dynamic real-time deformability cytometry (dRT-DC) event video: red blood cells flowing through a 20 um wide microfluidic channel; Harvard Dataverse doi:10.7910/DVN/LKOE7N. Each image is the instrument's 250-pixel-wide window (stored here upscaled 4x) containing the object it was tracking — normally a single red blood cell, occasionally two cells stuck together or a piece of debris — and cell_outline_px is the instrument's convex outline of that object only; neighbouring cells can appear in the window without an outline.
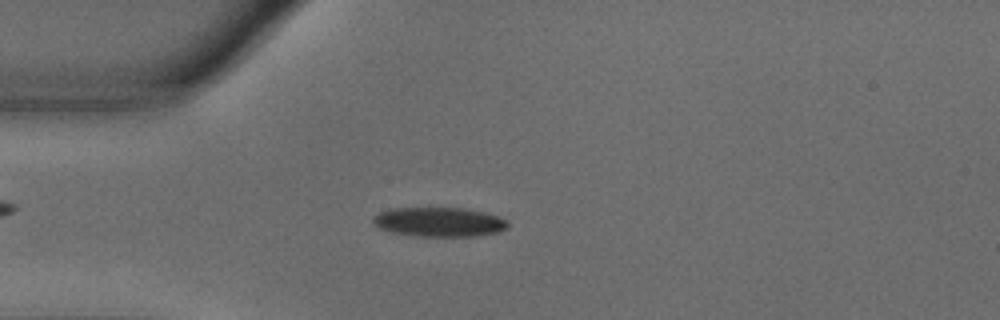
{"species": "common noctule bat (a hibernating species)", "species_latin": "Nyctalus noctula", "temperature_condition": "warm", "stored_images_in_passage": 42, "camera_frame_rate_fps": 3000, "um_per_image_px": 0.085, "animal": {"sex": "male", "body_mass_g": 18.8}, "frame": {"image": 1, "passage_image": 1, "time_ms": 0.0, "image_size_px": [1000, 320], "cell_outline_px": [[508, 228], [496, 232], [476, 236], [416, 236], [392, 232], [380, 228], [372, 224], [372, 216], [380, 212], [392, 208], [464, 208], [484, 212], [496, 216], [504, 220], [508, 224]], "centroid_in_image_um": [37.27, 18.87], "position_along_channel_um": 47.7, "area_um2": 22.95}}
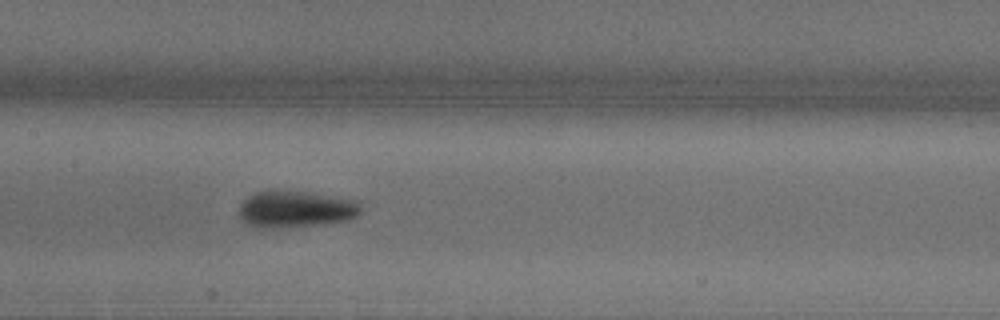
{"frame": {"image": 2, "passage_image": 13, "time_ms": 4.0, "image_size_px": [1000, 320], "cell_outline_px": [[360, 212], [356, 216], [348, 220], [324, 224], [276, 228], [252, 228], [244, 224], [240, 216], [240, 204], [248, 196], [256, 192], [268, 188], [276, 188], [360, 200]], "centroid_in_image_um": [25.08, 17.76], "position_along_channel_um": 182.3, "area_um2": 26.76}}
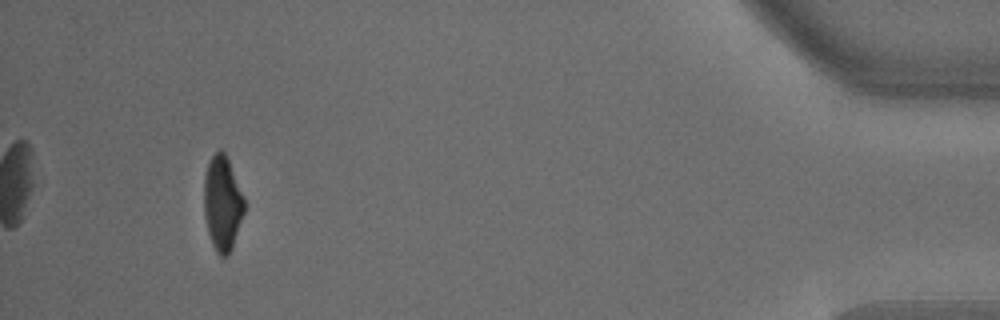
{"frame": {"image": 3, "passage_image": 38, "time_ms": 12.333, "image_size_px": [1000, 320], "cell_outline_px": [[244, 212], [232, 248], [228, 256], [220, 256], [216, 252], [212, 244], [208, 232], [204, 216], [204, 176], [208, 164], [212, 156], [220, 148], [224, 152], [228, 160], [244, 196]], "centroid_in_image_um": [18.9, 17.3], "position_along_channel_um": 416.3, "area_um2": 22.14}, "authors_computed_cell_mechanics": {"area_um2": 23.9292, "velocity_mm_per_s": 3.6553, "shape_relaxation_time_tau1_ms": 2.6652, "shape_relaxation_time_tau2_ms": 1.5456, "deformation_change_tau1": 0.1639, "deformation_change_tau2": 0.048}}